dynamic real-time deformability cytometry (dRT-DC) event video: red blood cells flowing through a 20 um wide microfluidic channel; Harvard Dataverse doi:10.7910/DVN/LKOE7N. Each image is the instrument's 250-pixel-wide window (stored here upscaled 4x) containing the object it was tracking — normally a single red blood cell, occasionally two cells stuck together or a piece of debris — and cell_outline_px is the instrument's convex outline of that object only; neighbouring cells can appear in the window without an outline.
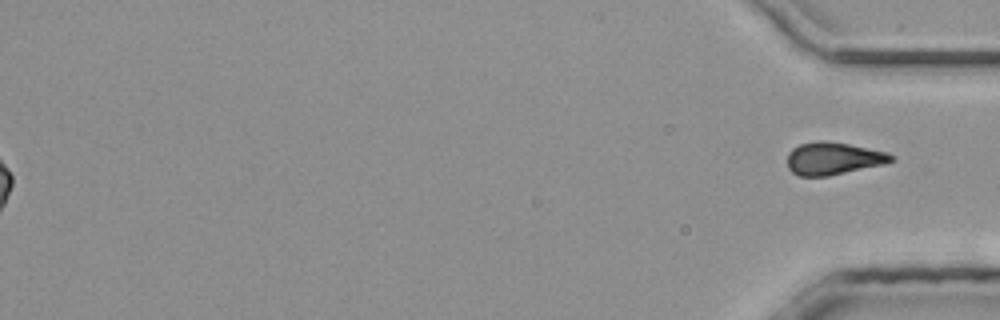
{"species": "common noctule bat (a hibernating species)", "species_latin": "Nyctalus noctula", "temperature_condition": "room temperature", "stored_images_in_passage": 40, "segment_of_instrument_passage": [2, 2], "camera_frame_rate_fps": 3000, "um_per_image_px": 0.085, "animal": {"sex": "male", "body_mass_g": 20.4}, "frame": {"image": 1, "passage_image": 40, "time_ms": 13.0, "image_size_px": [1000, 320], "cell_outline_px": [[896, 160], [884, 164], [828, 176], [796, 176], [788, 168], [788, 152], [792, 148], [800, 144], [820, 140], [824, 140], [848, 144], [888, 152]], "centroid_in_image_um": [70.81, 13.47], "position_along_channel_um": 364.4, "area_um2": 19.71}}